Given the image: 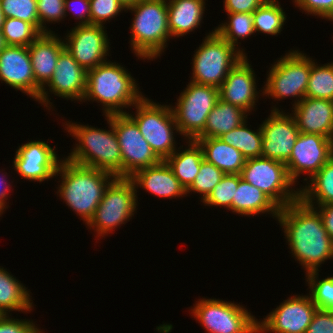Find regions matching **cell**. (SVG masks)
Listing matches in <instances>:
<instances>
[{
	"instance_id": "cell-1",
	"label": "cell",
	"mask_w": 333,
	"mask_h": 333,
	"mask_svg": "<svg viewBox=\"0 0 333 333\" xmlns=\"http://www.w3.org/2000/svg\"><path fill=\"white\" fill-rule=\"evenodd\" d=\"M277 220L284 230L291 253L306 274L333 258V241L327 234L320 213L301 198L279 210Z\"/></svg>"
},
{
	"instance_id": "cell-2",
	"label": "cell",
	"mask_w": 333,
	"mask_h": 333,
	"mask_svg": "<svg viewBox=\"0 0 333 333\" xmlns=\"http://www.w3.org/2000/svg\"><path fill=\"white\" fill-rule=\"evenodd\" d=\"M58 174L62 181L57 194L85 224L93 217L106 188L116 178L106 171L78 165L66 158L61 159L55 175Z\"/></svg>"
},
{
	"instance_id": "cell-3",
	"label": "cell",
	"mask_w": 333,
	"mask_h": 333,
	"mask_svg": "<svg viewBox=\"0 0 333 333\" xmlns=\"http://www.w3.org/2000/svg\"><path fill=\"white\" fill-rule=\"evenodd\" d=\"M109 129L104 130L67 121L65 128L79 143L66 159L85 167L96 168L122 178V155L112 124V114L106 116Z\"/></svg>"
},
{
	"instance_id": "cell-4",
	"label": "cell",
	"mask_w": 333,
	"mask_h": 333,
	"mask_svg": "<svg viewBox=\"0 0 333 333\" xmlns=\"http://www.w3.org/2000/svg\"><path fill=\"white\" fill-rule=\"evenodd\" d=\"M137 85L125 67L108 60L87 71L83 101L100 102L105 116L127 113L123 108L135 105L143 97Z\"/></svg>"
},
{
	"instance_id": "cell-5",
	"label": "cell",
	"mask_w": 333,
	"mask_h": 333,
	"mask_svg": "<svg viewBox=\"0 0 333 333\" xmlns=\"http://www.w3.org/2000/svg\"><path fill=\"white\" fill-rule=\"evenodd\" d=\"M167 0H142L125 11L134 12L131 48L138 58L152 60L164 52L171 37Z\"/></svg>"
},
{
	"instance_id": "cell-6",
	"label": "cell",
	"mask_w": 333,
	"mask_h": 333,
	"mask_svg": "<svg viewBox=\"0 0 333 333\" xmlns=\"http://www.w3.org/2000/svg\"><path fill=\"white\" fill-rule=\"evenodd\" d=\"M193 56L191 82L219 88L229 71L244 55L215 30L203 40Z\"/></svg>"
},
{
	"instance_id": "cell-7",
	"label": "cell",
	"mask_w": 333,
	"mask_h": 333,
	"mask_svg": "<svg viewBox=\"0 0 333 333\" xmlns=\"http://www.w3.org/2000/svg\"><path fill=\"white\" fill-rule=\"evenodd\" d=\"M133 107L136 114H127L135 121L155 154L165 160L177 150L173 131L178 133L179 130L171 106L156 104L143 96Z\"/></svg>"
},
{
	"instance_id": "cell-8",
	"label": "cell",
	"mask_w": 333,
	"mask_h": 333,
	"mask_svg": "<svg viewBox=\"0 0 333 333\" xmlns=\"http://www.w3.org/2000/svg\"><path fill=\"white\" fill-rule=\"evenodd\" d=\"M263 95L280 100L295 97L293 106L305 98L311 73V58L291 50L270 67ZM299 97V98H298Z\"/></svg>"
},
{
	"instance_id": "cell-9",
	"label": "cell",
	"mask_w": 333,
	"mask_h": 333,
	"mask_svg": "<svg viewBox=\"0 0 333 333\" xmlns=\"http://www.w3.org/2000/svg\"><path fill=\"white\" fill-rule=\"evenodd\" d=\"M137 199L133 182L129 178L116 177L106 188L87 226L94 229L96 237L106 236L130 220L136 211Z\"/></svg>"
},
{
	"instance_id": "cell-10",
	"label": "cell",
	"mask_w": 333,
	"mask_h": 333,
	"mask_svg": "<svg viewBox=\"0 0 333 333\" xmlns=\"http://www.w3.org/2000/svg\"><path fill=\"white\" fill-rule=\"evenodd\" d=\"M241 177L263 191L280 209L300 198V188L292 189L296 183L290 179L284 162L262 156L246 159Z\"/></svg>"
},
{
	"instance_id": "cell-11",
	"label": "cell",
	"mask_w": 333,
	"mask_h": 333,
	"mask_svg": "<svg viewBox=\"0 0 333 333\" xmlns=\"http://www.w3.org/2000/svg\"><path fill=\"white\" fill-rule=\"evenodd\" d=\"M219 99L214 86L189 82L180 93L176 106H171L179 134L195 140L204 130L207 117Z\"/></svg>"
},
{
	"instance_id": "cell-12",
	"label": "cell",
	"mask_w": 333,
	"mask_h": 333,
	"mask_svg": "<svg viewBox=\"0 0 333 333\" xmlns=\"http://www.w3.org/2000/svg\"><path fill=\"white\" fill-rule=\"evenodd\" d=\"M191 313L208 333H258V319L246 308L219 299H199Z\"/></svg>"
},
{
	"instance_id": "cell-13",
	"label": "cell",
	"mask_w": 333,
	"mask_h": 333,
	"mask_svg": "<svg viewBox=\"0 0 333 333\" xmlns=\"http://www.w3.org/2000/svg\"><path fill=\"white\" fill-rule=\"evenodd\" d=\"M112 124L122 155V178H129L135 172L162 161L127 113L112 114Z\"/></svg>"
},
{
	"instance_id": "cell-14",
	"label": "cell",
	"mask_w": 333,
	"mask_h": 333,
	"mask_svg": "<svg viewBox=\"0 0 333 333\" xmlns=\"http://www.w3.org/2000/svg\"><path fill=\"white\" fill-rule=\"evenodd\" d=\"M268 314L257 321L258 333H306L318 309L309 295H294L284 300Z\"/></svg>"
},
{
	"instance_id": "cell-15",
	"label": "cell",
	"mask_w": 333,
	"mask_h": 333,
	"mask_svg": "<svg viewBox=\"0 0 333 333\" xmlns=\"http://www.w3.org/2000/svg\"><path fill=\"white\" fill-rule=\"evenodd\" d=\"M332 157L333 139L318 134L300 132L290 158L285 163L288 175L294 183L297 182L302 173L308 174V179H310Z\"/></svg>"
},
{
	"instance_id": "cell-16",
	"label": "cell",
	"mask_w": 333,
	"mask_h": 333,
	"mask_svg": "<svg viewBox=\"0 0 333 333\" xmlns=\"http://www.w3.org/2000/svg\"><path fill=\"white\" fill-rule=\"evenodd\" d=\"M104 28L92 24L77 25L64 37L65 49L86 71L108 61L110 42Z\"/></svg>"
},
{
	"instance_id": "cell-17",
	"label": "cell",
	"mask_w": 333,
	"mask_h": 333,
	"mask_svg": "<svg viewBox=\"0 0 333 333\" xmlns=\"http://www.w3.org/2000/svg\"><path fill=\"white\" fill-rule=\"evenodd\" d=\"M260 128L263 138L262 157L286 163L300 134L294 116L274 107Z\"/></svg>"
},
{
	"instance_id": "cell-18",
	"label": "cell",
	"mask_w": 333,
	"mask_h": 333,
	"mask_svg": "<svg viewBox=\"0 0 333 333\" xmlns=\"http://www.w3.org/2000/svg\"><path fill=\"white\" fill-rule=\"evenodd\" d=\"M65 49L64 39L55 33L41 34L28 46L33 74L36 82V101L52 107L45 85L51 80L55 71L58 57Z\"/></svg>"
},
{
	"instance_id": "cell-19",
	"label": "cell",
	"mask_w": 333,
	"mask_h": 333,
	"mask_svg": "<svg viewBox=\"0 0 333 333\" xmlns=\"http://www.w3.org/2000/svg\"><path fill=\"white\" fill-rule=\"evenodd\" d=\"M55 148L40 140L22 144L16 150L13 160L15 171L29 181L43 182L56 177L61 160Z\"/></svg>"
},
{
	"instance_id": "cell-20",
	"label": "cell",
	"mask_w": 333,
	"mask_h": 333,
	"mask_svg": "<svg viewBox=\"0 0 333 333\" xmlns=\"http://www.w3.org/2000/svg\"><path fill=\"white\" fill-rule=\"evenodd\" d=\"M256 78L247 56L241 58L229 71L218 88L219 98L224 102L238 106L249 113L255 107L259 97L256 90Z\"/></svg>"
},
{
	"instance_id": "cell-21",
	"label": "cell",
	"mask_w": 333,
	"mask_h": 333,
	"mask_svg": "<svg viewBox=\"0 0 333 333\" xmlns=\"http://www.w3.org/2000/svg\"><path fill=\"white\" fill-rule=\"evenodd\" d=\"M0 81L36 100V82L28 47L6 45L0 51Z\"/></svg>"
},
{
	"instance_id": "cell-22",
	"label": "cell",
	"mask_w": 333,
	"mask_h": 333,
	"mask_svg": "<svg viewBox=\"0 0 333 333\" xmlns=\"http://www.w3.org/2000/svg\"><path fill=\"white\" fill-rule=\"evenodd\" d=\"M87 71L81 67L73 56L64 49L51 80L46 87L49 92L61 98L83 101L86 91Z\"/></svg>"
},
{
	"instance_id": "cell-23",
	"label": "cell",
	"mask_w": 333,
	"mask_h": 333,
	"mask_svg": "<svg viewBox=\"0 0 333 333\" xmlns=\"http://www.w3.org/2000/svg\"><path fill=\"white\" fill-rule=\"evenodd\" d=\"M300 132L318 134L333 139V101L305 97L292 107Z\"/></svg>"
},
{
	"instance_id": "cell-24",
	"label": "cell",
	"mask_w": 333,
	"mask_h": 333,
	"mask_svg": "<svg viewBox=\"0 0 333 333\" xmlns=\"http://www.w3.org/2000/svg\"><path fill=\"white\" fill-rule=\"evenodd\" d=\"M129 179L135 188L142 187L147 192L161 198L172 199V197L187 196L186 189L180 184L164 160L155 166L135 172Z\"/></svg>"
},
{
	"instance_id": "cell-25",
	"label": "cell",
	"mask_w": 333,
	"mask_h": 333,
	"mask_svg": "<svg viewBox=\"0 0 333 333\" xmlns=\"http://www.w3.org/2000/svg\"><path fill=\"white\" fill-rule=\"evenodd\" d=\"M171 37L184 36L201 25L205 0H167Z\"/></svg>"
},
{
	"instance_id": "cell-26",
	"label": "cell",
	"mask_w": 333,
	"mask_h": 333,
	"mask_svg": "<svg viewBox=\"0 0 333 333\" xmlns=\"http://www.w3.org/2000/svg\"><path fill=\"white\" fill-rule=\"evenodd\" d=\"M279 210L280 208L263 191L243 178L239 180L235 197L232 199V212L241 216H254L267 212L277 218Z\"/></svg>"
},
{
	"instance_id": "cell-27",
	"label": "cell",
	"mask_w": 333,
	"mask_h": 333,
	"mask_svg": "<svg viewBox=\"0 0 333 333\" xmlns=\"http://www.w3.org/2000/svg\"><path fill=\"white\" fill-rule=\"evenodd\" d=\"M203 150L204 159L225 174H241L246 159L233 146L220 138H196Z\"/></svg>"
},
{
	"instance_id": "cell-28",
	"label": "cell",
	"mask_w": 333,
	"mask_h": 333,
	"mask_svg": "<svg viewBox=\"0 0 333 333\" xmlns=\"http://www.w3.org/2000/svg\"><path fill=\"white\" fill-rule=\"evenodd\" d=\"M248 113L242 108L224 102L220 98L209 113L205 128L197 138H219L242 125Z\"/></svg>"
},
{
	"instance_id": "cell-29",
	"label": "cell",
	"mask_w": 333,
	"mask_h": 333,
	"mask_svg": "<svg viewBox=\"0 0 333 333\" xmlns=\"http://www.w3.org/2000/svg\"><path fill=\"white\" fill-rule=\"evenodd\" d=\"M187 144V149L177 150L164 160L186 190L194 182L204 159L203 150L196 140H189Z\"/></svg>"
},
{
	"instance_id": "cell-30",
	"label": "cell",
	"mask_w": 333,
	"mask_h": 333,
	"mask_svg": "<svg viewBox=\"0 0 333 333\" xmlns=\"http://www.w3.org/2000/svg\"><path fill=\"white\" fill-rule=\"evenodd\" d=\"M27 288L15 277L0 267V315H9L10 311L31 312V302Z\"/></svg>"
},
{
	"instance_id": "cell-31",
	"label": "cell",
	"mask_w": 333,
	"mask_h": 333,
	"mask_svg": "<svg viewBox=\"0 0 333 333\" xmlns=\"http://www.w3.org/2000/svg\"><path fill=\"white\" fill-rule=\"evenodd\" d=\"M300 189V198L308 205L333 203V157ZM316 202V205L315 202Z\"/></svg>"
},
{
	"instance_id": "cell-32",
	"label": "cell",
	"mask_w": 333,
	"mask_h": 333,
	"mask_svg": "<svg viewBox=\"0 0 333 333\" xmlns=\"http://www.w3.org/2000/svg\"><path fill=\"white\" fill-rule=\"evenodd\" d=\"M245 121L242 125L223 134L219 138L235 149L239 150L245 159L262 156L263 138L261 128L257 131L247 127Z\"/></svg>"
},
{
	"instance_id": "cell-33",
	"label": "cell",
	"mask_w": 333,
	"mask_h": 333,
	"mask_svg": "<svg viewBox=\"0 0 333 333\" xmlns=\"http://www.w3.org/2000/svg\"><path fill=\"white\" fill-rule=\"evenodd\" d=\"M255 32L279 34L286 21V14L278 0H266L253 13Z\"/></svg>"
},
{
	"instance_id": "cell-34",
	"label": "cell",
	"mask_w": 333,
	"mask_h": 333,
	"mask_svg": "<svg viewBox=\"0 0 333 333\" xmlns=\"http://www.w3.org/2000/svg\"><path fill=\"white\" fill-rule=\"evenodd\" d=\"M227 23L220 24L215 31L227 42L233 45L244 56V49H239L238 39H244L255 33L252 13H227ZM237 46V47H236Z\"/></svg>"
},
{
	"instance_id": "cell-35",
	"label": "cell",
	"mask_w": 333,
	"mask_h": 333,
	"mask_svg": "<svg viewBox=\"0 0 333 333\" xmlns=\"http://www.w3.org/2000/svg\"><path fill=\"white\" fill-rule=\"evenodd\" d=\"M311 58V73L305 97L333 101V62L319 65Z\"/></svg>"
},
{
	"instance_id": "cell-36",
	"label": "cell",
	"mask_w": 333,
	"mask_h": 333,
	"mask_svg": "<svg viewBox=\"0 0 333 333\" xmlns=\"http://www.w3.org/2000/svg\"><path fill=\"white\" fill-rule=\"evenodd\" d=\"M2 34L6 45L28 47L42 33L27 21L16 18H5Z\"/></svg>"
},
{
	"instance_id": "cell-37",
	"label": "cell",
	"mask_w": 333,
	"mask_h": 333,
	"mask_svg": "<svg viewBox=\"0 0 333 333\" xmlns=\"http://www.w3.org/2000/svg\"><path fill=\"white\" fill-rule=\"evenodd\" d=\"M318 275V271L306 274L309 296L318 309L333 312V276L320 280Z\"/></svg>"
},
{
	"instance_id": "cell-38",
	"label": "cell",
	"mask_w": 333,
	"mask_h": 333,
	"mask_svg": "<svg viewBox=\"0 0 333 333\" xmlns=\"http://www.w3.org/2000/svg\"><path fill=\"white\" fill-rule=\"evenodd\" d=\"M241 178V174H225L203 201L205 206L225 207L232 211V199Z\"/></svg>"
},
{
	"instance_id": "cell-39",
	"label": "cell",
	"mask_w": 333,
	"mask_h": 333,
	"mask_svg": "<svg viewBox=\"0 0 333 333\" xmlns=\"http://www.w3.org/2000/svg\"><path fill=\"white\" fill-rule=\"evenodd\" d=\"M225 173L212 163L202 160L200 170L192 185L186 190V194L195 192L201 194L203 202L214 187L221 181Z\"/></svg>"
},
{
	"instance_id": "cell-40",
	"label": "cell",
	"mask_w": 333,
	"mask_h": 333,
	"mask_svg": "<svg viewBox=\"0 0 333 333\" xmlns=\"http://www.w3.org/2000/svg\"><path fill=\"white\" fill-rule=\"evenodd\" d=\"M1 9L5 18L27 21L40 31L37 0H1Z\"/></svg>"
},
{
	"instance_id": "cell-41",
	"label": "cell",
	"mask_w": 333,
	"mask_h": 333,
	"mask_svg": "<svg viewBox=\"0 0 333 333\" xmlns=\"http://www.w3.org/2000/svg\"><path fill=\"white\" fill-rule=\"evenodd\" d=\"M65 0H37V12L40 23V32L44 33H53L50 29L48 30L46 23L60 22L64 19L65 10H64Z\"/></svg>"
},
{
	"instance_id": "cell-42",
	"label": "cell",
	"mask_w": 333,
	"mask_h": 333,
	"mask_svg": "<svg viewBox=\"0 0 333 333\" xmlns=\"http://www.w3.org/2000/svg\"><path fill=\"white\" fill-rule=\"evenodd\" d=\"M90 24L104 26L106 21L117 16L126 7L119 0H89ZM104 22V23H103Z\"/></svg>"
},
{
	"instance_id": "cell-43",
	"label": "cell",
	"mask_w": 333,
	"mask_h": 333,
	"mask_svg": "<svg viewBox=\"0 0 333 333\" xmlns=\"http://www.w3.org/2000/svg\"><path fill=\"white\" fill-rule=\"evenodd\" d=\"M295 5L308 14L333 19V0H294Z\"/></svg>"
},
{
	"instance_id": "cell-44",
	"label": "cell",
	"mask_w": 333,
	"mask_h": 333,
	"mask_svg": "<svg viewBox=\"0 0 333 333\" xmlns=\"http://www.w3.org/2000/svg\"><path fill=\"white\" fill-rule=\"evenodd\" d=\"M40 329L33 321L10 318L9 315H0V333H38Z\"/></svg>"
},
{
	"instance_id": "cell-45",
	"label": "cell",
	"mask_w": 333,
	"mask_h": 333,
	"mask_svg": "<svg viewBox=\"0 0 333 333\" xmlns=\"http://www.w3.org/2000/svg\"><path fill=\"white\" fill-rule=\"evenodd\" d=\"M306 333H333V312L317 309Z\"/></svg>"
},
{
	"instance_id": "cell-46",
	"label": "cell",
	"mask_w": 333,
	"mask_h": 333,
	"mask_svg": "<svg viewBox=\"0 0 333 333\" xmlns=\"http://www.w3.org/2000/svg\"><path fill=\"white\" fill-rule=\"evenodd\" d=\"M74 5L75 6L78 5V7H80V8L78 9V7H75V9H73ZM64 10H65V16L68 14L67 10L71 11L73 14L75 13L76 17L74 16V18L80 20L77 25H89L90 24V1L89 0H65Z\"/></svg>"
},
{
	"instance_id": "cell-47",
	"label": "cell",
	"mask_w": 333,
	"mask_h": 333,
	"mask_svg": "<svg viewBox=\"0 0 333 333\" xmlns=\"http://www.w3.org/2000/svg\"><path fill=\"white\" fill-rule=\"evenodd\" d=\"M266 0H224L227 13H253Z\"/></svg>"
},
{
	"instance_id": "cell-48",
	"label": "cell",
	"mask_w": 333,
	"mask_h": 333,
	"mask_svg": "<svg viewBox=\"0 0 333 333\" xmlns=\"http://www.w3.org/2000/svg\"><path fill=\"white\" fill-rule=\"evenodd\" d=\"M314 208L320 213L325 230L333 241V203L318 205V207L314 206Z\"/></svg>"
},
{
	"instance_id": "cell-49",
	"label": "cell",
	"mask_w": 333,
	"mask_h": 333,
	"mask_svg": "<svg viewBox=\"0 0 333 333\" xmlns=\"http://www.w3.org/2000/svg\"><path fill=\"white\" fill-rule=\"evenodd\" d=\"M0 186L3 187V188L0 187V212L3 214L4 209L7 208V206H6V203H7L6 200L8 199L7 198L8 194H9L8 192H10L9 191V189H10L9 186H11V184L9 185L7 183V180H5L2 177H0Z\"/></svg>"
},
{
	"instance_id": "cell-50",
	"label": "cell",
	"mask_w": 333,
	"mask_h": 333,
	"mask_svg": "<svg viewBox=\"0 0 333 333\" xmlns=\"http://www.w3.org/2000/svg\"><path fill=\"white\" fill-rule=\"evenodd\" d=\"M126 8L132 6L142 0H119Z\"/></svg>"
},
{
	"instance_id": "cell-51",
	"label": "cell",
	"mask_w": 333,
	"mask_h": 333,
	"mask_svg": "<svg viewBox=\"0 0 333 333\" xmlns=\"http://www.w3.org/2000/svg\"><path fill=\"white\" fill-rule=\"evenodd\" d=\"M4 20H5V16L1 9V0H0V30H2Z\"/></svg>"
},
{
	"instance_id": "cell-52",
	"label": "cell",
	"mask_w": 333,
	"mask_h": 333,
	"mask_svg": "<svg viewBox=\"0 0 333 333\" xmlns=\"http://www.w3.org/2000/svg\"><path fill=\"white\" fill-rule=\"evenodd\" d=\"M6 46V43L4 41V37L2 34V30H0V51Z\"/></svg>"
}]
</instances>
